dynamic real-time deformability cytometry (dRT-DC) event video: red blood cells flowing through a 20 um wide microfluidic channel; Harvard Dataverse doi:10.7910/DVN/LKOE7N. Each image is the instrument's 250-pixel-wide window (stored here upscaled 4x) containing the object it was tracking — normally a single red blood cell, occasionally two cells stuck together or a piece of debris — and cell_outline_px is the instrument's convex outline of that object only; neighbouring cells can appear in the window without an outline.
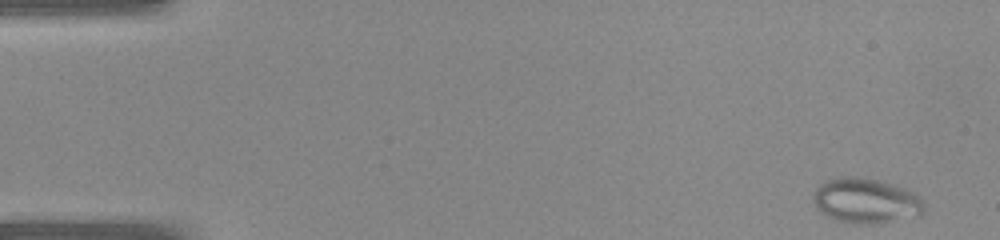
{"species": "common noctule bat (a hibernating species)", "species_latin": "Nyctalus noctula", "temperature_condition": "warm", "stored_images_in_passage": 40, "camera_frame_rate_fps": 3000, "um_per_image_px": 0.085, "animal": {"sex": "female", "body_mass_g": 22.0, "forearm_length_mm": 56.7}, "frame": {"image": 1, "passage_image": 1, "time_ms": 0.0, "image_size_px": [1000, 240], "cell_outline_px": [[924, 212], [920, 216], [880, 224], [856, 224], [840, 220], [828, 216], [820, 212], [816, 208], [812, 200], [812, 196], [816, 188], [824, 180], [836, 176], [856, 176], [880, 180], [904, 188], [920, 196], [924, 204]], "centroid_in_image_um": [73.6, 17.06], "position_along_channel_um": 11.4, "area_um2": 29.71}}
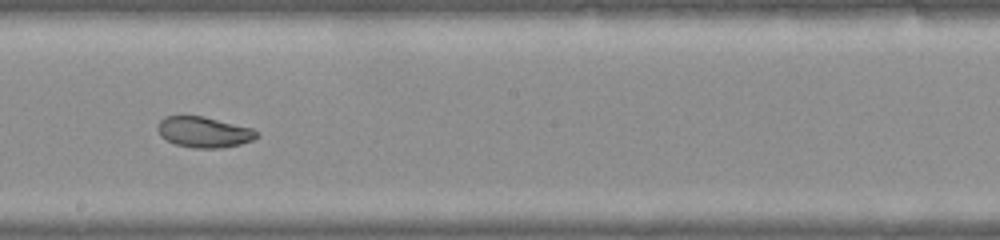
{"frame": {"image": 2, "passage_image": 22, "time_ms": 7.0, "image_size_px": [1000, 240], "cell_outline_px": [[260, 136], [252, 140], [240, 144], [220, 148], [192, 148], [176, 144], [160, 136], [156, 128], [160, 120], [164, 116], [204, 116], [252, 128]], "centroid_in_image_um": [17.31, 11.22], "position_along_channel_um": 230.9, "area_um2": 17.74}}
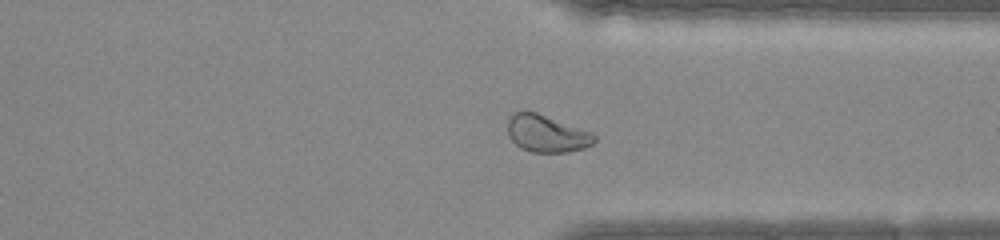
{"frame": {"image": 3, "passage_image": 30, "time_ms": 9.667, "image_size_px": [1000, 240], "cell_outline_px": [[596, 140], [592, 144], [584, 148], [568, 152], [532, 152], [520, 148], [508, 136], [508, 116], [512, 112], [536, 112], [592, 132], [596, 136]], "centroid_in_image_um": [46.46, 11.36], "position_along_channel_um": 364.9, "area_um2": 18.79}}